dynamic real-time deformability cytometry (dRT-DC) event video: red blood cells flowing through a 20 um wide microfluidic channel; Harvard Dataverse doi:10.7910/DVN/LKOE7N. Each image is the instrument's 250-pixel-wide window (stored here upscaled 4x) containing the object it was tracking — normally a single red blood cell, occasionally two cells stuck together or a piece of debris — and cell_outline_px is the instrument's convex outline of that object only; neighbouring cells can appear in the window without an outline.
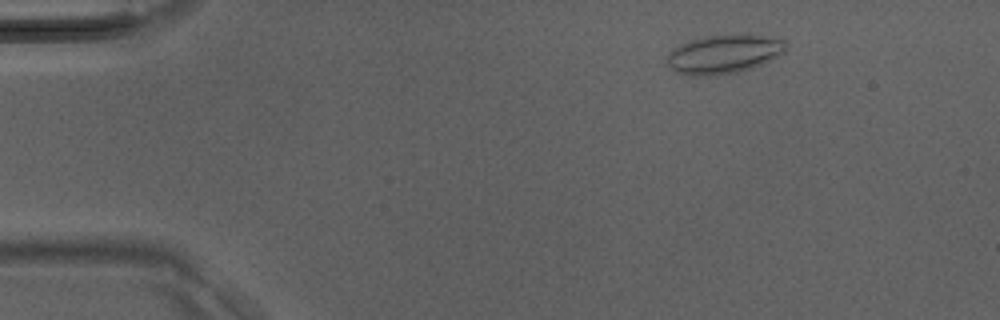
{"species": "Egyptian fruit bat (a non-hibernating species)", "species_latin": "Rousettus aegyptiacus", "temperature_condition": "room temperature", "stored_images_in_passage": 11, "camera_frame_rate_fps": 3000, "um_per_image_px": 0.085, "animal": {"sex": "male"}, "frame": {"image": 1, "passage_image": 4, "time_ms": 1.0, "image_size_px": [1000, 320], "cell_outline_px": [[788, 48], [784, 52], [752, 68], [736, 72], [716, 76], [688, 76], [676, 72], [668, 64], [664, 56], [668, 52], [680, 44], [692, 40], [708, 36], [764, 36], [784, 40]], "centroid_in_image_um": [61.46, 4.64], "position_along_channel_um": 23.5, "area_um2": 26.47}}